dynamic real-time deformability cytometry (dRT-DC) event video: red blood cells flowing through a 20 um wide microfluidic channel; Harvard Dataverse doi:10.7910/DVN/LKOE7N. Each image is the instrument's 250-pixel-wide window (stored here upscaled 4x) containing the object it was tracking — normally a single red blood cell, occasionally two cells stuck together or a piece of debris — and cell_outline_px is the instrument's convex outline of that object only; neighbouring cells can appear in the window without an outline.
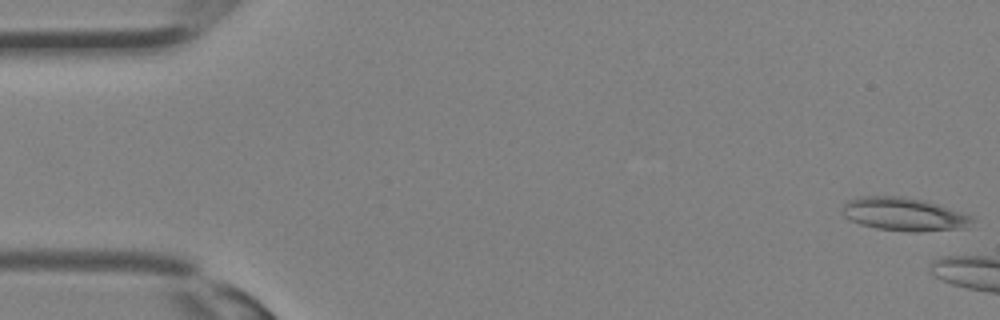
{"species": "Egyptian fruit bat (a non-hibernating species)", "species_latin": "Rousettus aegyptiacus", "temperature_condition": "room temperature", "stored_images_in_passage": 4, "camera_frame_rate_fps": 3000, "um_per_image_px": 0.085, "animal": {"sex": "female"}, "frame": {"image": 1, "passage_image": 1, "time_ms": 0.0, "image_size_px": [1000, 320], "cell_outline_px": [[972, 220], [968, 228], [920, 232], [908, 232], [876, 228], [860, 224], [844, 216], [840, 208], [848, 200], [860, 196], [904, 196], [924, 200], [972, 216]], "centroid_in_image_um": [76.81, 18.21], "position_along_channel_um": 8.2, "area_um2": 25.2}}